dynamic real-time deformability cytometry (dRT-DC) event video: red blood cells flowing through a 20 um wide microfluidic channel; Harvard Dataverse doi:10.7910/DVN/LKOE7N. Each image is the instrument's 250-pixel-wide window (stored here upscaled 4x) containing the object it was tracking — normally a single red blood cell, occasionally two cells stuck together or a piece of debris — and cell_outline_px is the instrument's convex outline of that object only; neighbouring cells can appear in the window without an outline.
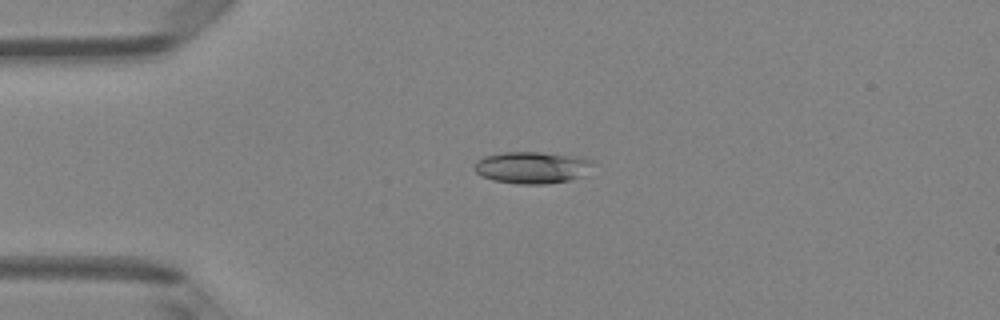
{"species": "Egyptian fruit bat (a non-hibernating species)", "species_latin": "Rousettus aegyptiacus", "temperature_condition": "room temperature", "stored_images_in_passage": 38, "camera_frame_rate_fps": 3000, "um_per_image_px": 0.085, "animal": {"sex": "female"}, "frame": {"image": 1, "passage_image": 1, "time_ms": 0.0, "image_size_px": [1000, 320], "cell_outline_px": [[592, 164], [584, 176], [568, 180], [544, 184], [516, 184], [492, 180], [480, 176], [472, 168], [476, 160], [484, 156], [500, 152], [540, 152], [584, 156], [592, 160]], "centroid_in_image_um": [45.19, 14.23], "position_along_channel_um": 39.8, "area_um2": 22.43}}
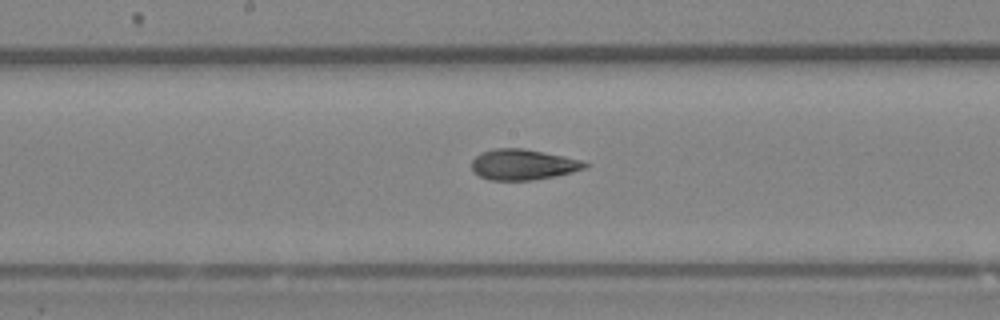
{"frame": {"image": 2, "passage_image": 15, "time_ms": 4.667, "image_size_px": [1000, 320], "cell_outline_px": [[592, 164], [584, 168], [572, 172], [556, 176], [532, 180], [488, 180], [472, 172], [472, 160], [480, 152], [492, 148], [524, 148], [564, 156], [580, 160]], "centroid_in_image_um": [44.43, 13.98], "position_along_channel_um": 203.8, "area_um2": 20.4}}
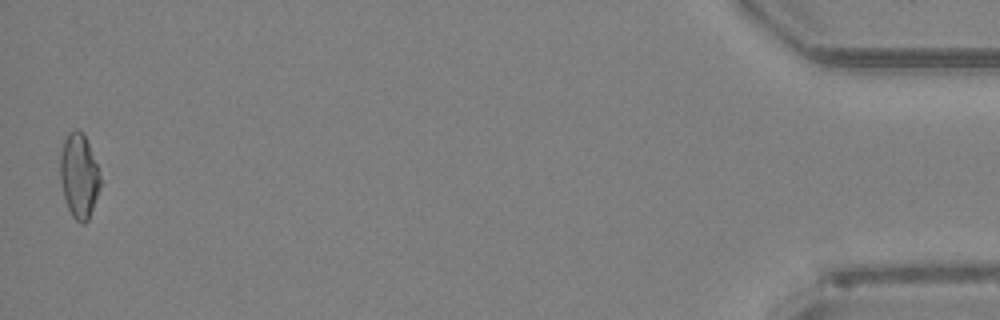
{"frame": {"image": 3, "passage_image": 38, "time_ms": 12.333, "image_size_px": [1000, 320], "cell_outline_px": [[100, 188], [88, 220], [84, 224], [80, 224], [72, 216], [68, 208], [64, 196], [60, 180], [60, 152], [64, 140], [68, 132], [76, 128], [84, 136], [88, 144], [96, 164], [100, 176]], "centroid_in_image_um": [6.7, 14.96], "position_along_channel_um": 428.5, "area_um2": 19.54}, "authors_computed_cell_mechanics": {"area_um2": 20.4901, "velocity_mm_per_s": 4.1278, "shape_relaxation_time_tau1_ms": 4.986, "shape_relaxation_time_tau2_ms": 2.2367, "deformation_change_tau1": 0.142, "deformation_change_tau2": 0.0985}}